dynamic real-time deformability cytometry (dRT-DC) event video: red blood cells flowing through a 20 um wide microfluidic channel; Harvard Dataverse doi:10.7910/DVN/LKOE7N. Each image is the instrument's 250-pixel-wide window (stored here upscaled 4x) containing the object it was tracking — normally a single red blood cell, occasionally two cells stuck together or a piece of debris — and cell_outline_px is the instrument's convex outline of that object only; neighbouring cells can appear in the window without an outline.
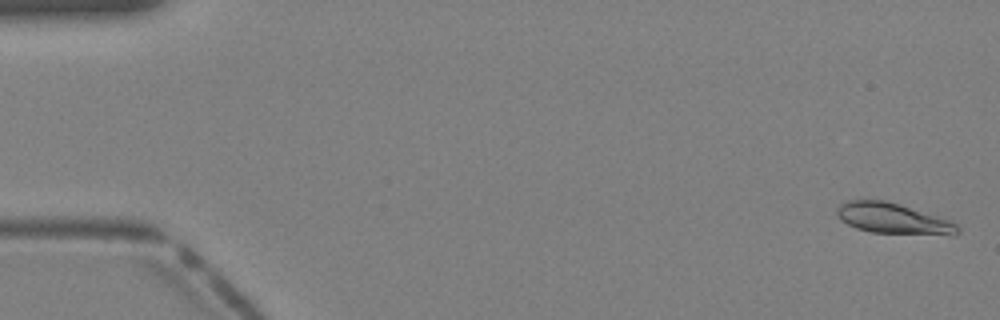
{"species": "Egyptian fruit bat (a non-hibernating species)", "species_latin": "Rousettus aegyptiacus", "temperature_condition": "warm", "stored_images_in_passage": 41, "camera_frame_rate_fps": 3000, "um_per_image_px": 0.085, "animal": {"sex": "female"}, "frame": {"image": 1, "passage_image": 1, "time_ms": 0.0, "image_size_px": [1000, 320], "cell_outline_px": [[960, 232], [952, 236], [872, 232], [856, 228], [840, 220], [836, 212], [836, 208], [840, 204], [848, 200], [884, 200], [948, 220], [956, 224], [960, 228]], "centroid_in_image_um": [75.9, 18.6], "position_along_channel_um": 9.1, "area_um2": 21.39}}
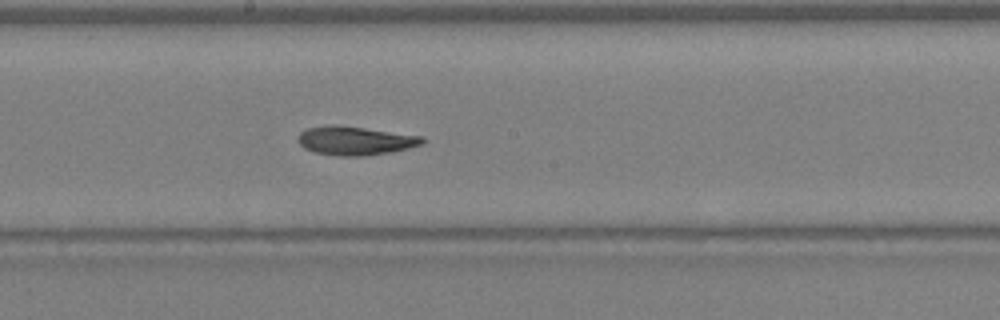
{"frame": {"image": 2, "passage_image": 22, "time_ms": 7.0, "image_size_px": [1000, 320], "cell_outline_px": [[424, 144], [392, 152], [364, 156], [336, 156], [316, 152], [304, 148], [296, 140], [296, 136], [300, 132], [308, 128], [332, 124], [336, 124], [424, 136]], "centroid_in_image_um": [30.18, 11.95], "position_along_channel_um": 218.0, "area_um2": 21.04}}
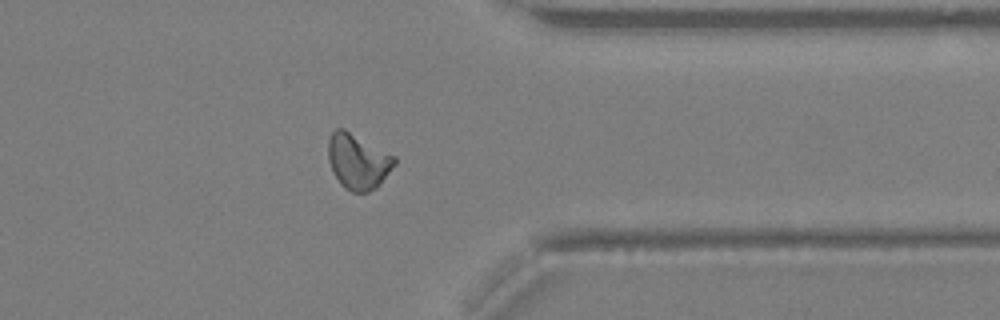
{"frame": {"image": 3, "passage_image": 32, "time_ms": 10.333, "image_size_px": [1000, 320], "cell_outline_px": [[396, 164], [380, 184], [376, 188], [368, 192], [352, 192], [344, 188], [340, 184], [332, 172], [328, 160], [328, 140], [332, 132], [336, 128], [344, 128], [396, 156]], "centroid_in_image_um": [30.42, 13.72], "position_along_channel_um": 381.0, "area_um2": 21.68}}